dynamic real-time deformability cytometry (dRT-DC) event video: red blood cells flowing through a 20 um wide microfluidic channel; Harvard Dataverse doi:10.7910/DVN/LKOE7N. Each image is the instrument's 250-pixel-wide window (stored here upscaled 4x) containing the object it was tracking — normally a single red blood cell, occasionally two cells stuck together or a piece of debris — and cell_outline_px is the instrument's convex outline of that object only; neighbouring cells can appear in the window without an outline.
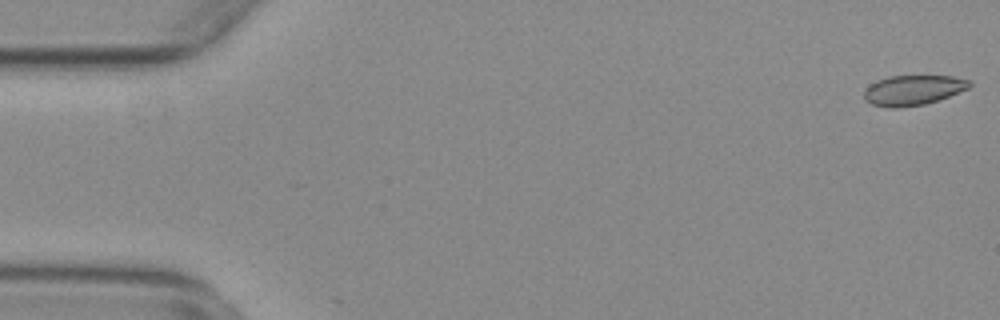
{"species": "common noctule bat (a hibernating species)", "species_latin": "Nyctalus noctula", "temperature_condition": "warm", "stored_images_in_passage": 8, "camera_frame_rate_fps": 3000, "um_per_image_px": 0.085, "animal": {"sex": "female", "body_mass_g": 29.2, "forearm_length_mm": 56.3}, "frame": {"image": 1, "passage_image": 1, "time_ms": 0.0, "image_size_px": [1000, 320], "cell_outline_px": [[972, 84], [968, 88], [948, 96], [924, 104], [900, 108], [888, 108], [872, 104], [864, 100], [864, 92], [876, 80], [888, 76], [952, 76], [972, 80]], "centroid_in_image_um": [77.6, 7.66], "position_along_channel_um": 7.4, "area_um2": 18.38}}